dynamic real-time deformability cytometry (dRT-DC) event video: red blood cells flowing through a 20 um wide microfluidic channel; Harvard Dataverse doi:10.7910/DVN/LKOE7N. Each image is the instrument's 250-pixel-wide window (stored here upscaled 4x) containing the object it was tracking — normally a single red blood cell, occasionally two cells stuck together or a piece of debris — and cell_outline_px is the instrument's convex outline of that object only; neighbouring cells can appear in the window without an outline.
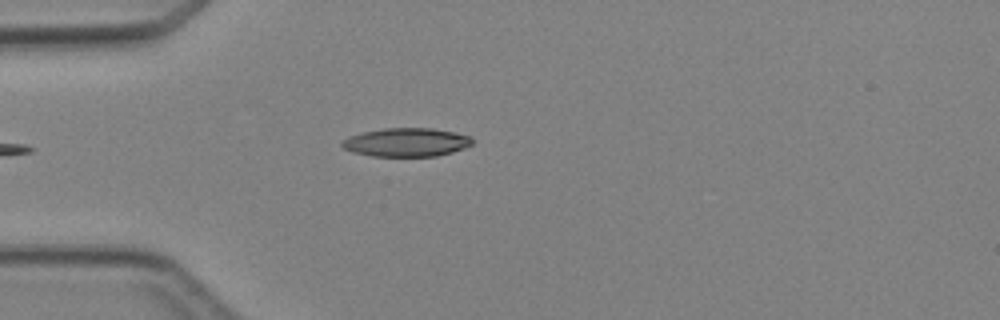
{"species": "Egyptian fruit bat (a non-hibernating species)", "species_latin": "Rousettus aegyptiacus", "temperature_condition": "cold", "stored_images_in_passage": 4, "camera_frame_rate_fps": 3000, "um_per_image_px": 0.085, "animal": {"sex": "female"}, "frame": {"image": 1, "passage_image": 4, "time_ms": 3.333, "image_size_px": [1000, 320], "cell_outline_px": [[472, 144], [464, 148], [452, 152], [436, 156], [372, 156], [352, 152], [344, 148], [340, 144], [340, 140], [348, 136], [364, 132], [384, 128], [432, 128], [456, 132], [472, 136]], "centroid_in_image_um": [34.53, 12.09], "position_along_channel_um": 50.5, "area_um2": 21.85}}